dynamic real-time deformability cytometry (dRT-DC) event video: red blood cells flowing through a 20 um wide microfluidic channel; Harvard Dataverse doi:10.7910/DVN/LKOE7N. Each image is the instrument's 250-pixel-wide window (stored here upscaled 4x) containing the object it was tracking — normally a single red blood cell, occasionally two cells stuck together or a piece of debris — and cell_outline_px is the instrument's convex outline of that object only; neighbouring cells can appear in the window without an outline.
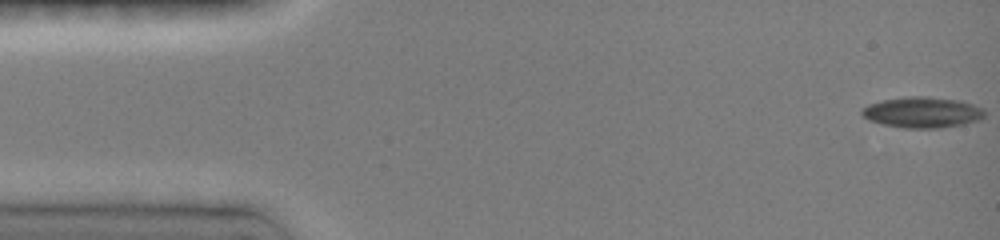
{"species": "common noctule bat (a hibernating species)", "species_latin": "Nyctalus noctula", "temperature_condition": "room temperature", "stored_images_in_passage": 27, "camera_frame_rate_fps": 3000, "um_per_image_px": 0.085, "animal": {"sex": "female", "body_mass_g": 19.0, "forearm_length_mm": 51.5}, "frame": {"image": 1, "passage_image": 1, "time_ms": 0.0, "image_size_px": [1000, 240], "cell_outline_px": [[984, 116], [980, 120], [964, 124], [940, 128], [904, 128], [884, 124], [868, 120], [860, 112], [868, 104], [884, 100], [908, 96], [928, 96], [960, 100], [984, 108]], "centroid_in_image_um": [78.43, 9.55], "position_along_channel_um": 6.6, "area_um2": 22.08}}
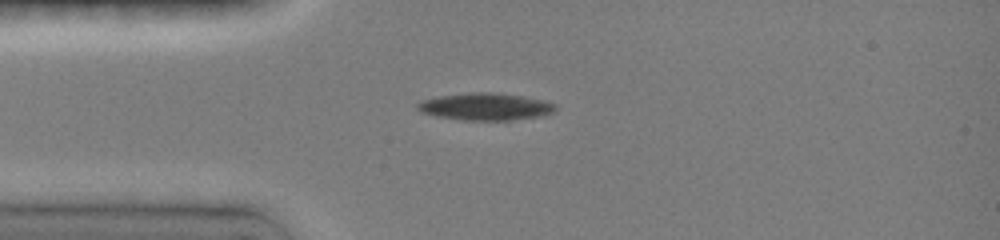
{"frame": {"image": 2, "passage_image": 12, "time_ms": 3.667, "image_size_px": [1000, 240], "cell_outline_px": [[556, 108], [552, 112], [544, 116], [508, 120], [460, 120], [436, 116], [420, 112], [416, 108], [416, 104], [420, 100], [440, 96], [472, 92], [488, 92], [520, 96], [544, 100], [556, 104]], "centroid_in_image_um": [41.23, 9.07], "position_along_channel_um": 43.8, "area_um2": 21.85}}
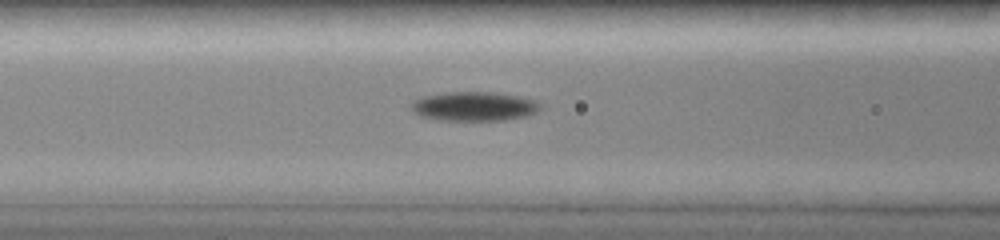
{"frame": {"image": 3, "passage_image": 19, "time_ms": 6.0, "image_size_px": [1000, 240], "cell_outline_px": [[540, 108], [536, 112], [528, 116], [508, 120], [440, 120], [420, 116], [412, 112], [408, 104], [424, 96], [448, 92], [488, 92], [516, 96], [532, 100], [540, 104]], "centroid_in_image_um": [40.25, 9.05], "position_along_channel_um": 126.4, "area_um2": 21.85}}